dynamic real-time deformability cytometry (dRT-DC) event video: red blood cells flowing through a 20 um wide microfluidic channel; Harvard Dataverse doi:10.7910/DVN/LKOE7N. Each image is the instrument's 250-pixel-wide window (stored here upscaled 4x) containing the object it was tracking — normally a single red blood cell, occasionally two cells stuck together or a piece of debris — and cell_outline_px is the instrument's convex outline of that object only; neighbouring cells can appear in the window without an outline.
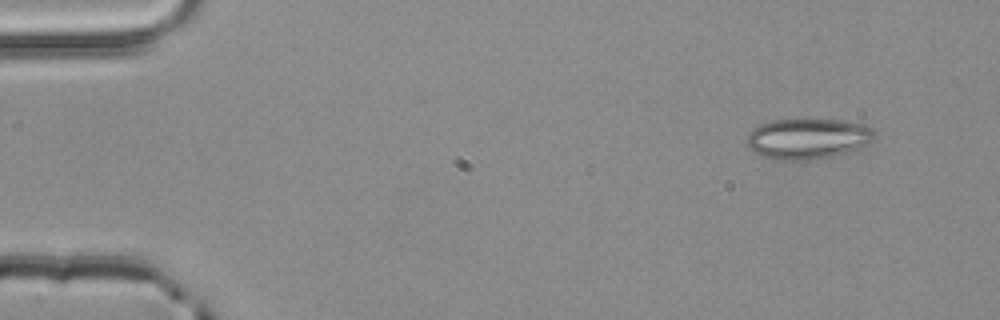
{"species": "common noctule bat (a hibernating species)", "species_latin": "Nyctalus noctula", "temperature_condition": "room temperature", "stored_images_in_passage": 3, "camera_frame_rate_fps": 3000, "um_per_image_px": 0.085, "animal": {"sex": "male", "body_mass_g": 20.4}, "frame": {"image": 1, "passage_image": 1, "time_ms": 0.0, "image_size_px": [1000, 320], "cell_outline_px": [[876, 140], [860, 148], [832, 156], [804, 160], [776, 160], [764, 156], [748, 148], [744, 144], [744, 140], [748, 132], [752, 128], [768, 120], [840, 120], [864, 124], [872, 128], [876, 132]], "centroid_in_image_um": [68.64, 11.78], "position_along_channel_um": 16.4, "area_um2": 30.58}}